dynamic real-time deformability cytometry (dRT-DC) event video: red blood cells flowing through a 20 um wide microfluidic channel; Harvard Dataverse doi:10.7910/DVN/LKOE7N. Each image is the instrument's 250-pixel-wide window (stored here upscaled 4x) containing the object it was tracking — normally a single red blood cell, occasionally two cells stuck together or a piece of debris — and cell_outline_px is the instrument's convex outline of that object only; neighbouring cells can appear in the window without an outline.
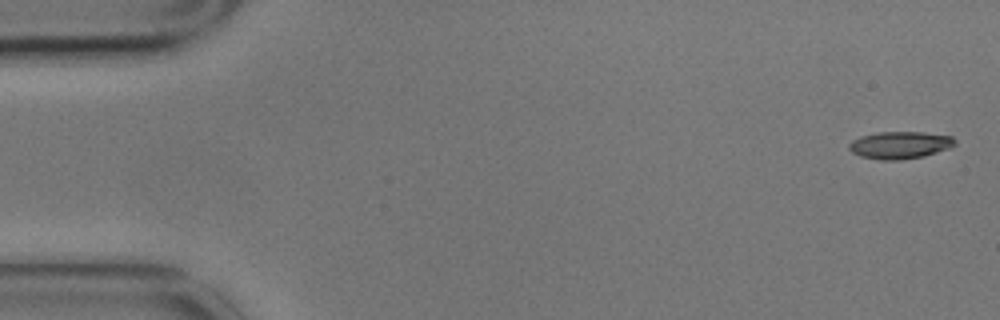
{"species": "common noctule bat (a hibernating species)", "species_latin": "Nyctalus noctula", "temperature_condition": "cold", "stored_images_in_passage": 8, "camera_frame_rate_fps": 3000, "um_per_image_px": 0.085, "animal": {"sex": "male", "body_mass_g": 17.9}, "frame": {"image": 1, "passage_image": 1, "time_ms": 0.0, "image_size_px": [1000, 320], "cell_outline_px": [[956, 144], [948, 148], [924, 156], [900, 160], [880, 160], [860, 156], [852, 152], [848, 148], [848, 144], [852, 140], [860, 136], [880, 132], [924, 132], [952, 136], [956, 140]], "centroid_in_image_um": [76.48, 12.33], "position_along_channel_um": 8.5, "area_um2": 16.88}}